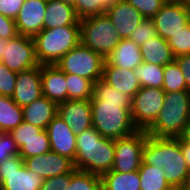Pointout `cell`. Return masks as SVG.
I'll use <instances>...</instances> for the list:
<instances>
[{"instance_id": "cell-1", "label": "cell", "mask_w": 190, "mask_h": 190, "mask_svg": "<svg viewBox=\"0 0 190 190\" xmlns=\"http://www.w3.org/2000/svg\"><path fill=\"white\" fill-rule=\"evenodd\" d=\"M90 102L92 127L101 136L116 140L138 130L131 114L132 98L102 79L94 83Z\"/></svg>"}, {"instance_id": "cell-2", "label": "cell", "mask_w": 190, "mask_h": 190, "mask_svg": "<svg viewBox=\"0 0 190 190\" xmlns=\"http://www.w3.org/2000/svg\"><path fill=\"white\" fill-rule=\"evenodd\" d=\"M143 162L163 168L165 180L174 190H182L190 178V171L180 146V137L147 135Z\"/></svg>"}, {"instance_id": "cell-3", "label": "cell", "mask_w": 190, "mask_h": 190, "mask_svg": "<svg viewBox=\"0 0 190 190\" xmlns=\"http://www.w3.org/2000/svg\"><path fill=\"white\" fill-rule=\"evenodd\" d=\"M76 146L73 164L77 170L101 176L112 169L115 158V140L101 136L91 127L77 135Z\"/></svg>"}, {"instance_id": "cell-4", "label": "cell", "mask_w": 190, "mask_h": 190, "mask_svg": "<svg viewBox=\"0 0 190 190\" xmlns=\"http://www.w3.org/2000/svg\"><path fill=\"white\" fill-rule=\"evenodd\" d=\"M190 121V91L168 92L164 106L146 133L155 137H180Z\"/></svg>"}, {"instance_id": "cell-5", "label": "cell", "mask_w": 190, "mask_h": 190, "mask_svg": "<svg viewBox=\"0 0 190 190\" xmlns=\"http://www.w3.org/2000/svg\"><path fill=\"white\" fill-rule=\"evenodd\" d=\"M33 40L39 65H54L81 42L80 26L43 29Z\"/></svg>"}, {"instance_id": "cell-6", "label": "cell", "mask_w": 190, "mask_h": 190, "mask_svg": "<svg viewBox=\"0 0 190 190\" xmlns=\"http://www.w3.org/2000/svg\"><path fill=\"white\" fill-rule=\"evenodd\" d=\"M81 43L106 58L119 44L118 31L106 13L80 20Z\"/></svg>"}, {"instance_id": "cell-7", "label": "cell", "mask_w": 190, "mask_h": 190, "mask_svg": "<svg viewBox=\"0 0 190 190\" xmlns=\"http://www.w3.org/2000/svg\"><path fill=\"white\" fill-rule=\"evenodd\" d=\"M105 58L81 42L68 51L55 65L64 73L78 75L96 83L103 77Z\"/></svg>"}, {"instance_id": "cell-8", "label": "cell", "mask_w": 190, "mask_h": 190, "mask_svg": "<svg viewBox=\"0 0 190 190\" xmlns=\"http://www.w3.org/2000/svg\"><path fill=\"white\" fill-rule=\"evenodd\" d=\"M0 62L15 72L39 65L33 37L17 35L12 39H0Z\"/></svg>"}, {"instance_id": "cell-9", "label": "cell", "mask_w": 190, "mask_h": 190, "mask_svg": "<svg viewBox=\"0 0 190 190\" xmlns=\"http://www.w3.org/2000/svg\"><path fill=\"white\" fill-rule=\"evenodd\" d=\"M146 130L115 140V158L110 171L128 173L139 170L143 161V148L147 138Z\"/></svg>"}, {"instance_id": "cell-10", "label": "cell", "mask_w": 190, "mask_h": 190, "mask_svg": "<svg viewBox=\"0 0 190 190\" xmlns=\"http://www.w3.org/2000/svg\"><path fill=\"white\" fill-rule=\"evenodd\" d=\"M43 180L25 167L19 155L0 163V190H40Z\"/></svg>"}, {"instance_id": "cell-11", "label": "cell", "mask_w": 190, "mask_h": 190, "mask_svg": "<svg viewBox=\"0 0 190 190\" xmlns=\"http://www.w3.org/2000/svg\"><path fill=\"white\" fill-rule=\"evenodd\" d=\"M165 92L159 88L141 87L132 98L131 114L138 130H147L164 106Z\"/></svg>"}, {"instance_id": "cell-12", "label": "cell", "mask_w": 190, "mask_h": 190, "mask_svg": "<svg viewBox=\"0 0 190 190\" xmlns=\"http://www.w3.org/2000/svg\"><path fill=\"white\" fill-rule=\"evenodd\" d=\"M152 20L157 35L168 41L190 23V12L179 0H166Z\"/></svg>"}, {"instance_id": "cell-13", "label": "cell", "mask_w": 190, "mask_h": 190, "mask_svg": "<svg viewBox=\"0 0 190 190\" xmlns=\"http://www.w3.org/2000/svg\"><path fill=\"white\" fill-rule=\"evenodd\" d=\"M23 161L27 169L34 171L43 179L70 173L75 168L71 159L53 151L25 158Z\"/></svg>"}, {"instance_id": "cell-14", "label": "cell", "mask_w": 190, "mask_h": 190, "mask_svg": "<svg viewBox=\"0 0 190 190\" xmlns=\"http://www.w3.org/2000/svg\"><path fill=\"white\" fill-rule=\"evenodd\" d=\"M47 0H24L15 18L18 34L34 37L44 28Z\"/></svg>"}, {"instance_id": "cell-15", "label": "cell", "mask_w": 190, "mask_h": 190, "mask_svg": "<svg viewBox=\"0 0 190 190\" xmlns=\"http://www.w3.org/2000/svg\"><path fill=\"white\" fill-rule=\"evenodd\" d=\"M75 135L92 127V111L90 100H67L58 104L57 114Z\"/></svg>"}, {"instance_id": "cell-16", "label": "cell", "mask_w": 190, "mask_h": 190, "mask_svg": "<svg viewBox=\"0 0 190 190\" xmlns=\"http://www.w3.org/2000/svg\"><path fill=\"white\" fill-rule=\"evenodd\" d=\"M42 96L41 65L17 72L12 100L20 107L31 104Z\"/></svg>"}, {"instance_id": "cell-17", "label": "cell", "mask_w": 190, "mask_h": 190, "mask_svg": "<svg viewBox=\"0 0 190 190\" xmlns=\"http://www.w3.org/2000/svg\"><path fill=\"white\" fill-rule=\"evenodd\" d=\"M51 151L59 155L68 157L73 162L76 156V138L70 126H68L58 115L48 124Z\"/></svg>"}, {"instance_id": "cell-18", "label": "cell", "mask_w": 190, "mask_h": 190, "mask_svg": "<svg viewBox=\"0 0 190 190\" xmlns=\"http://www.w3.org/2000/svg\"><path fill=\"white\" fill-rule=\"evenodd\" d=\"M111 22L118 31L120 39H128L144 19L143 16L125 0L114 3L106 12Z\"/></svg>"}, {"instance_id": "cell-19", "label": "cell", "mask_w": 190, "mask_h": 190, "mask_svg": "<svg viewBox=\"0 0 190 190\" xmlns=\"http://www.w3.org/2000/svg\"><path fill=\"white\" fill-rule=\"evenodd\" d=\"M42 95L57 104L67 101L65 73L54 65H41Z\"/></svg>"}, {"instance_id": "cell-20", "label": "cell", "mask_w": 190, "mask_h": 190, "mask_svg": "<svg viewBox=\"0 0 190 190\" xmlns=\"http://www.w3.org/2000/svg\"><path fill=\"white\" fill-rule=\"evenodd\" d=\"M102 80L117 90L122 91V93H126L131 98L141 88L133 70L113 66L106 59L103 66Z\"/></svg>"}, {"instance_id": "cell-21", "label": "cell", "mask_w": 190, "mask_h": 190, "mask_svg": "<svg viewBox=\"0 0 190 190\" xmlns=\"http://www.w3.org/2000/svg\"><path fill=\"white\" fill-rule=\"evenodd\" d=\"M22 111L23 121L45 130L58 114V104L42 95L31 104L22 107Z\"/></svg>"}, {"instance_id": "cell-22", "label": "cell", "mask_w": 190, "mask_h": 190, "mask_svg": "<svg viewBox=\"0 0 190 190\" xmlns=\"http://www.w3.org/2000/svg\"><path fill=\"white\" fill-rule=\"evenodd\" d=\"M62 26H80L74 7L58 0H47L43 29Z\"/></svg>"}, {"instance_id": "cell-23", "label": "cell", "mask_w": 190, "mask_h": 190, "mask_svg": "<svg viewBox=\"0 0 190 190\" xmlns=\"http://www.w3.org/2000/svg\"><path fill=\"white\" fill-rule=\"evenodd\" d=\"M111 65L134 70L142 61L140 47L130 39H120L119 44L105 58Z\"/></svg>"}, {"instance_id": "cell-24", "label": "cell", "mask_w": 190, "mask_h": 190, "mask_svg": "<svg viewBox=\"0 0 190 190\" xmlns=\"http://www.w3.org/2000/svg\"><path fill=\"white\" fill-rule=\"evenodd\" d=\"M140 49L142 61L145 63L165 66L174 61L168 41L158 35L146 41Z\"/></svg>"}, {"instance_id": "cell-25", "label": "cell", "mask_w": 190, "mask_h": 190, "mask_svg": "<svg viewBox=\"0 0 190 190\" xmlns=\"http://www.w3.org/2000/svg\"><path fill=\"white\" fill-rule=\"evenodd\" d=\"M102 190H140L139 172L120 173L109 171L101 176Z\"/></svg>"}, {"instance_id": "cell-26", "label": "cell", "mask_w": 190, "mask_h": 190, "mask_svg": "<svg viewBox=\"0 0 190 190\" xmlns=\"http://www.w3.org/2000/svg\"><path fill=\"white\" fill-rule=\"evenodd\" d=\"M22 122V107L11 97L0 95V132L9 133Z\"/></svg>"}, {"instance_id": "cell-27", "label": "cell", "mask_w": 190, "mask_h": 190, "mask_svg": "<svg viewBox=\"0 0 190 190\" xmlns=\"http://www.w3.org/2000/svg\"><path fill=\"white\" fill-rule=\"evenodd\" d=\"M140 190H174L165 180L163 168L147 165L139 167Z\"/></svg>"}, {"instance_id": "cell-28", "label": "cell", "mask_w": 190, "mask_h": 190, "mask_svg": "<svg viewBox=\"0 0 190 190\" xmlns=\"http://www.w3.org/2000/svg\"><path fill=\"white\" fill-rule=\"evenodd\" d=\"M133 71L141 87L163 88L164 66L142 62Z\"/></svg>"}, {"instance_id": "cell-29", "label": "cell", "mask_w": 190, "mask_h": 190, "mask_svg": "<svg viewBox=\"0 0 190 190\" xmlns=\"http://www.w3.org/2000/svg\"><path fill=\"white\" fill-rule=\"evenodd\" d=\"M67 83V100H90L93 96L94 82L80 77L65 73Z\"/></svg>"}, {"instance_id": "cell-30", "label": "cell", "mask_w": 190, "mask_h": 190, "mask_svg": "<svg viewBox=\"0 0 190 190\" xmlns=\"http://www.w3.org/2000/svg\"><path fill=\"white\" fill-rule=\"evenodd\" d=\"M117 1L119 0H74L73 7L81 20L105 13Z\"/></svg>"}, {"instance_id": "cell-31", "label": "cell", "mask_w": 190, "mask_h": 190, "mask_svg": "<svg viewBox=\"0 0 190 190\" xmlns=\"http://www.w3.org/2000/svg\"><path fill=\"white\" fill-rule=\"evenodd\" d=\"M66 190H102L101 177L87 171H71V182Z\"/></svg>"}, {"instance_id": "cell-32", "label": "cell", "mask_w": 190, "mask_h": 190, "mask_svg": "<svg viewBox=\"0 0 190 190\" xmlns=\"http://www.w3.org/2000/svg\"><path fill=\"white\" fill-rule=\"evenodd\" d=\"M162 90L165 93L187 90L183 73L175 61L164 66V82Z\"/></svg>"}, {"instance_id": "cell-33", "label": "cell", "mask_w": 190, "mask_h": 190, "mask_svg": "<svg viewBox=\"0 0 190 190\" xmlns=\"http://www.w3.org/2000/svg\"><path fill=\"white\" fill-rule=\"evenodd\" d=\"M51 151L49 135L43 130L38 137L25 141V145L19 149V156L24 160Z\"/></svg>"}, {"instance_id": "cell-34", "label": "cell", "mask_w": 190, "mask_h": 190, "mask_svg": "<svg viewBox=\"0 0 190 190\" xmlns=\"http://www.w3.org/2000/svg\"><path fill=\"white\" fill-rule=\"evenodd\" d=\"M174 58L190 55V23L168 40Z\"/></svg>"}, {"instance_id": "cell-35", "label": "cell", "mask_w": 190, "mask_h": 190, "mask_svg": "<svg viewBox=\"0 0 190 190\" xmlns=\"http://www.w3.org/2000/svg\"><path fill=\"white\" fill-rule=\"evenodd\" d=\"M157 36L155 24L152 19L144 18L128 39L135 42L139 47L146 41Z\"/></svg>"}, {"instance_id": "cell-36", "label": "cell", "mask_w": 190, "mask_h": 190, "mask_svg": "<svg viewBox=\"0 0 190 190\" xmlns=\"http://www.w3.org/2000/svg\"><path fill=\"white\" fill-rule=\"evenodd\" d=\"M43 129L33 126L23 121L18 127L11 130L9 133L15 140L18 149L25 145V141L38 137Z\"/></svg>"}, {"instance_id": "cell-37", "label": "cell", "mask_w": 190, "mask_h": 190, "mask_svg": "<svg viewBox=\"0 0 190 190\" xmlns=\"http://www.w3.org/2000/svg\"><path fill=\"white\" fill-rule=\"evenodd\" d=\"M131 4L143 18L152 19L166 0H125Z\"/></svg>"}, {"instance_id": "cell-38", "label": "cell", "mask_w": 190, "mask_h": 190, "mask_svg": "<svg viewBox=\"0 0 190 190\" xmlns=\"http://www.w3.org/2000/svg\"><path fill=\"white\" fill-rule=\"evenodd\" d=\"M17 72L0 62V95L11 97L15 90Z\"/></svg>"}, {"instance_id": "cell-39", "label": "cell", "mask_w": 190, "mask_h": 190, "mask_svg": "<svg viewBox=\"0 0 190 190\" xmlns=\"http://www.w3.org/2000/svg\"><path fill=\"white\" fill-rule=\"evenodd\" d=\"M19 155V149L10 133L0 132V163Z\"/></svg>"}, {"instance_id": "cell-40", "label": "cell", "mask_w": 190, "mask_h": 190, "mask_svg": "<svg viewBox=\"0 0 190 190\" xmlns=\"http://www.w3.org/2000/svg\"><path fill=\"white\" fill-rule=\"evenodd\" d=\"M71 182V172L44 179L40 190H66Z\"/></svg>"}, {"instance_id": "cell-41", "label": "cell", "mask_w": 190, "mask_h": 190, "mask_svg": "<svg viewBox=\"0 0 190 190\" xmlns=\"http://www.w3.org/2000/svg\"><path fill=\"white\" fill-rule=\"evenodd\" d=\"M18 34L14 19L0 14V39H12Z\"/></svg>"}, {"instance_id": "cell-42", "label": "cell", "mask_w": 190, "mask_h": 190, "mask_svg": "<svg viewBox=\"0 0 190 190\" xmlns=\"http://www.w3.org/2000/svg\"><path fill=\"white\" fill-rule=\"evenodd\" d=\"M24 0H0V14L15 20Z\"/></svg>"}, {"instance_id": "cell-43", "label": "cell", "mask_w": 190, "mask_h": 190, "mask_svg": "<svg viewBox=\"0 0 190 190\" xmlns=\"http://www.w3.org/2000/svg\"><path fill=\"white\" fill-rule=\"evenodd\" d=\"M174 61L181 69L186 82L187 90L190 91V55L178 56L174 58Z\"/></svg>"}, {"instance_id": "cell-44", "label": "cell", "mask_w": 190, "mask_h": 190, "mask_svg": "<svg viewBox=\"0 0 190 190\" xmlns=\"http://www.w3.org/2000/svg\"><path fill=\"white\" fill-rule=\"evenodd\" d=\"M180 146L186 160L187 167L190 171V145L180 136Z\"/></svg>"}, {"instance_id": "cell-45", "label": "cell", "mask_w": 190, "mask_h": 190, "mask_svg": "<svg viewBox=\"0 0 190 190\" xmlns=\"http://www.w3.org/2000/svg\"><path fill=\"white\" fill-rule=\"evenodd\" d=\"M181 137L190 145V121Z\"/></svg>"}, {"instance_id": "cell-46", "label": "cell", "mask_w": 190, "mask_h": 190, "mask_svg": "<svg viewBox=\"0 0 190 190\" xmlns=\"http://www.w3.org/2000/svg\"><path fill=\"white\" fill-rule=\"evenodd\" d=\"M179 1L190 12V0H179Z\"/></svg>"}, {"instance_id": "cell-47", "label": "cell", "mask_w": 190, "mask_h": 190, "mask_svg": "<svg viewBox=\"0 0 190 190\" xmlns=\"http://www.w3.org/2000/svg\"><path fill=\"white\" fill-rule=\"evenodd\" d=\"M182 190H190V178L187 180L186 185Z\"/></svg>"}, {"instance_id": "cell-48", "label": "cell", "mask_w": 190, "mask_h": 190, "mask_svg": "<svg viewBox=\"0 0 190 190\" xmlns=\"http://www.w3.org/2000/svg\"><path fill=\"white\" fill-rule=\"evenodd\" d=\"M58 1H61L62 3H66V4H69V5L73 6V1L74 0H58Z\"/></svg>"}]
</instances>
